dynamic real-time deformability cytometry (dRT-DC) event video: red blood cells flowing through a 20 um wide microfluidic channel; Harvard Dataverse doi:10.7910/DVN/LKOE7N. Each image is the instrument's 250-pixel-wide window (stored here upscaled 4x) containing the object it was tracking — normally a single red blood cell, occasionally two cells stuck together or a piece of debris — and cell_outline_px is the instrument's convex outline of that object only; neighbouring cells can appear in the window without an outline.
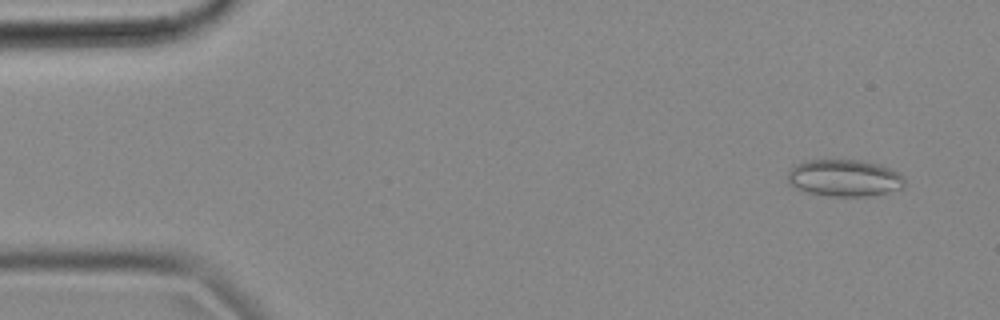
{"species": "common noctule bat (a hibernating species)", "species_latin": "Nyctalus noctula", "temperature_condition": "cold", "stored_images_in_passage": 56, "camera_frame_rate_fps": 3000, "um_per_image_px": 0.085, "animal": {"sex": "female", "body_mass_g": 18.4}, "frame": {"image": 1, "passage_image": 4, "time_ms": 1.0, "image_size_px": [1000, 320], "cell_outline_px": [[904, 188], [888, 192], [868, 196], [832, 196], [808, 192], [796, 188], [788, 184], [788, 172], [792, 164], [808, 160], [860, 160], [880, 164], [904, 176]], "centroid_in_image_um": [71.75, 15.12], "position_along_channel_um": 13.3, "area_um2": 25.26}}
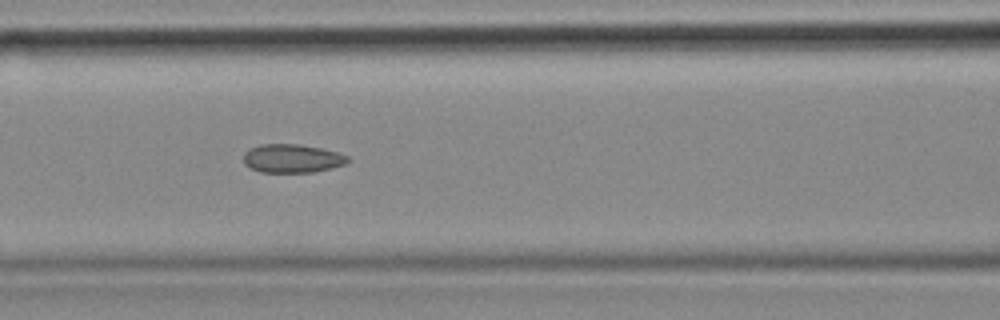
{"frame": {"image": 2, "passage_image": 23, "time_ms": 7.333, "image_size_px": [1000, 320], "cell_outline_px": [[352, 160], [344, 164], [312, 172], [260, 172], [244, 164], [244, 152], [248, 148], [260, 144], [300, 144], [320, 148], [336, 152], [348, 156]], "centroid_in_image_um": [24.8, 13.45], "position_along_channel_um": 141.8, "area_um2": 17.28}}
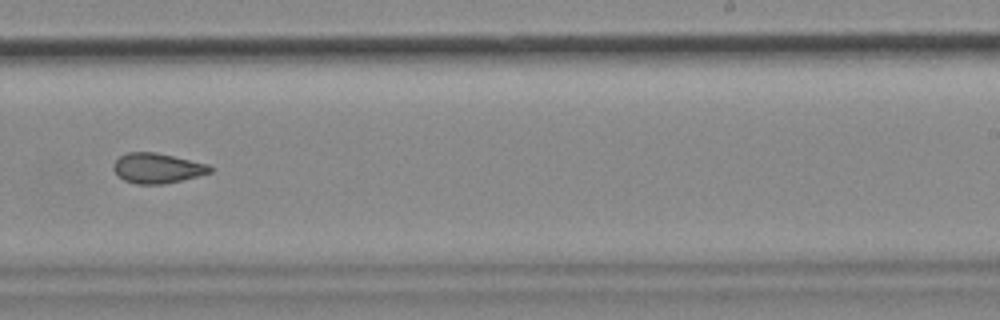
{"frame": {"image": 3, "passage_image": 34, "time_ms": 11.0, "image_size_px": [1000, 320], "cell_outline_px": [[212, 172], [164, 184], [136, 184], [124, 180], [112, 168], [112, 164], [120, 156], [128, 152], [156, 152], [208, 164], [212, 168]], "centroid_in_image_um": [13.35, 14.29], "position_along_channel_um": 275.7, "area_um2": 16.76}, "authors_computed_cell_mechanics": {"area_um2": 17.8313, "velocity_mm_per_s": 3.6691, "shape_relaxation_time_tau1_ms": null, "shape_relaxation_time_tau2_ms": 2.6578, "deformation_change_tau1": null, "deformation_change_tau2": 0.0844}}